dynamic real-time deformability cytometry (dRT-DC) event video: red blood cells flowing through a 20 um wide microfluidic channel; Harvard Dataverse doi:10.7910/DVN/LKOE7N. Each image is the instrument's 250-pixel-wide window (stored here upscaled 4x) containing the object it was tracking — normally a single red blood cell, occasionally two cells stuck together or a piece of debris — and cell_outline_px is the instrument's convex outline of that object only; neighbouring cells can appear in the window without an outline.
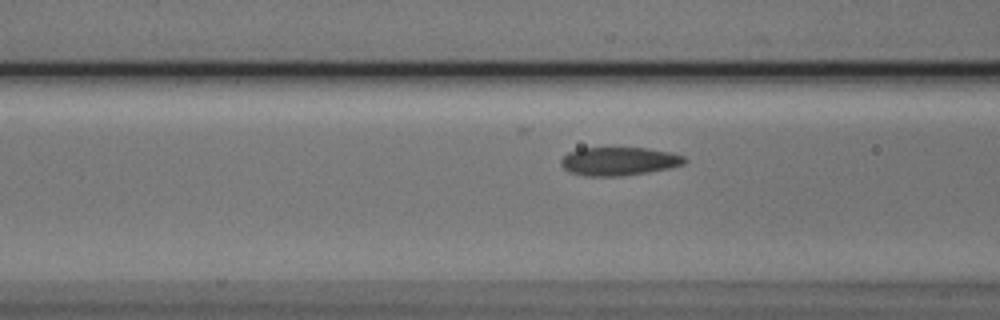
{"species": "Egyptian fruit bat (a non-hibernating species)", "species_latin": "Rousettus aegyptiacus", "temperature_condition": "cold", "stored_images_in_passage": 37, "camera_frame_rate_fps": 3000, "um_per_image_px": 0.085, "animal": {"sex": "male"}, "frame": {"image": 1, "passage_image": 4, "time_ms": 1.0, "image_size_px": [1000, 320], "cell_outline_px": [[688, 160], [684, 164], [668, 168], [648, 172], [624, 176], [588, 176], [568, 172], [560, 164], [560, 160], [568, 152], [580, 148], [648, 148], [672, 152], [684, 156]], "centroid_in_image_um": [52.62, 13.7], "position_along_channel_um": 114.0, "area_um2": 20.58}}
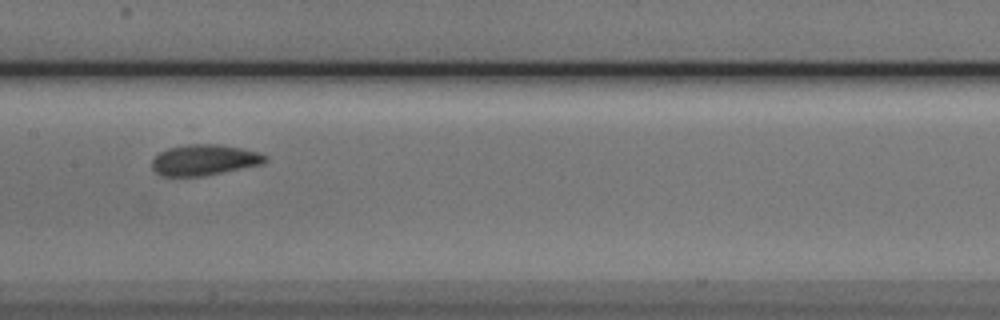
{"frame": {"image": 2, "passage_image": 10, "time_ms": 3.0, "image_size_px": [1000, 320], "cell_outline_px": [[268, 160], [264, 164], [204, 176], [160, 176], [152, 168], [152, 160], [160, 152], [168, 148], [188, 144], [216, 144], [240, 148], [260, 152], [268, 156]], "centroid_in_image_um": [17.4, 13.6], "position_along_channel_um": 190.0, "area_um2": 20.46}}
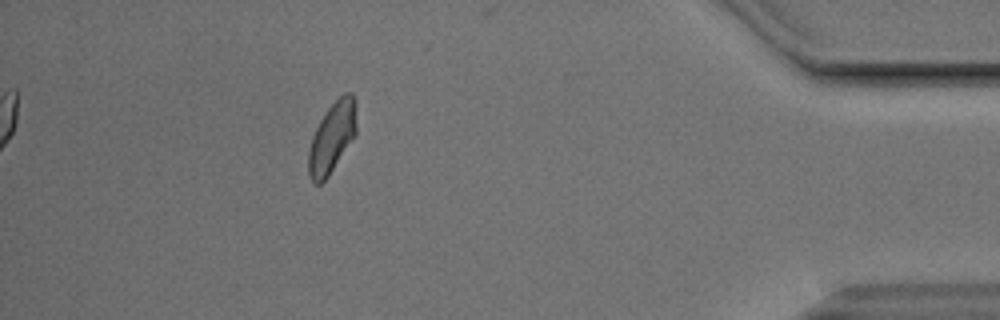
{"frame": {"image": 3, "passage_image": 31, "time_ms": 10.0, "image_size_px": [1000, 320], "cell_outline_px": [[356, 132], [328, 176], [320, 184], [316, 184], [308, 176], [308, 152], [312, 136], [320, 120], [328, 108], [344, 92], [352, 92], [356, 100]], "centroid_in_image_um": [28.22, 11.65], "position_along_channel_um": 407.0, "area_um2": 19.48}}